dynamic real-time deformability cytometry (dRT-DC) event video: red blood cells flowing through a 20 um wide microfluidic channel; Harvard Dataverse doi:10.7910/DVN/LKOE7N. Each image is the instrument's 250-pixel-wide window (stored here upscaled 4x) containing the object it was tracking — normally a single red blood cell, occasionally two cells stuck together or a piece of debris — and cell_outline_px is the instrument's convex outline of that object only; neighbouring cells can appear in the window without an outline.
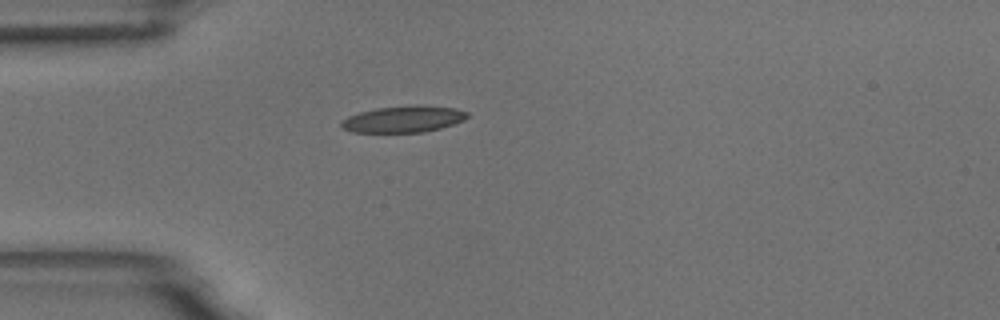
{"species": "common noctule bat (a hibernating species)", "species_latin": "Nyctalus noctula", "temperature_condition": "room temperature", "stored_images_in_passage": 33, "camera_frame_rate_fps": 3000, "um_per_image_px": 0.085, "animal": {"sex": "male", "body_mass_g": 18.8}, "frame": {"image": 1, "passage_image": 1, "time_ms": 0.0, "image_size_px": [1000, 320], "cell_outline_px": [[468, 116], [464, 120], [440, 128], [424, 132], [352, 132], [344, 128], [340, 124], [348, 116], [360, 112], [376, 108], [416, 104], [456, 108], [468, 112]], "centroid_in_image_um": [34.32, 10.11], "position_along_channel_um": 50.7, "area_um2": 19.42}}
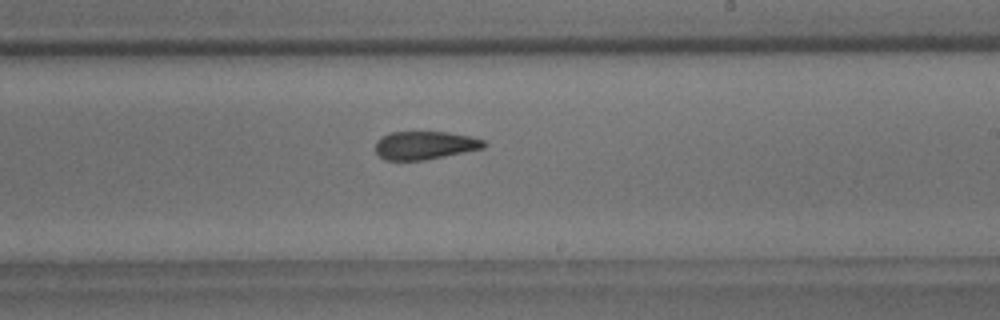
{"frame": {"image": 2, "passage_image": 18, "time_ms": 5.667, "image_size_px": [1000, 320], "cell_outline_px": [[488, 144], [484, 148], [424, 160], [384, 160], [376, 152], [376, 140], [392, 132], [448, 132], [472, 136], [484, 140]], "centroid_in_image_um": [36.15, 12.35], "position_along_channel_um": 252.9, "area_um2": 17.8}}
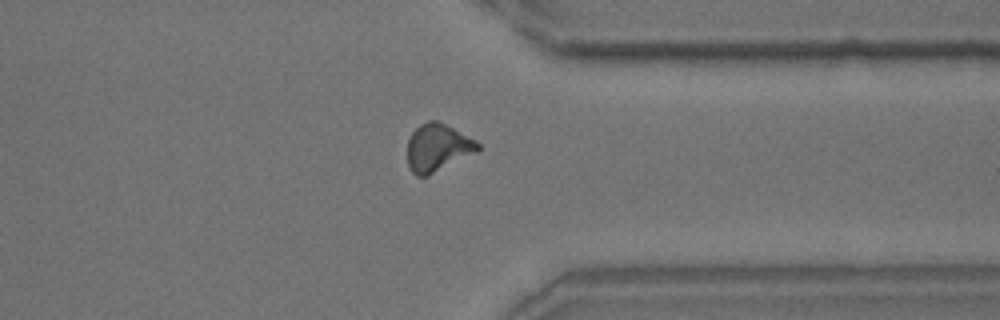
{"frame": {"image": 3, "passage_image": 28, "time_ms": 9.0, "image_size_px": [1000, 320], "cell_outline_px": [[480, 148], [476, 152], [428, 176], [416, 176], [408, 168], [408, 140], [412, 132], [420, 124], [428, 120], [440, 120], [476, 140], [480, 144]], "centroid_in_image_um": [37.19, 12.53], "position_along_channel_um": 374.2, "area_um2": 19.71}, "authors_computed_cell_mechanics": {"area_um2": 18.9584, "velocity_mm_per_s": 3.7374, "shape_relaxation_time_tau1_ms": 8.6052, "shape_relaxation_time_tau2_ms": 2.9538, "deformation_change_tau1": 0.1975, "deformation_change_tau2": 0.109}}